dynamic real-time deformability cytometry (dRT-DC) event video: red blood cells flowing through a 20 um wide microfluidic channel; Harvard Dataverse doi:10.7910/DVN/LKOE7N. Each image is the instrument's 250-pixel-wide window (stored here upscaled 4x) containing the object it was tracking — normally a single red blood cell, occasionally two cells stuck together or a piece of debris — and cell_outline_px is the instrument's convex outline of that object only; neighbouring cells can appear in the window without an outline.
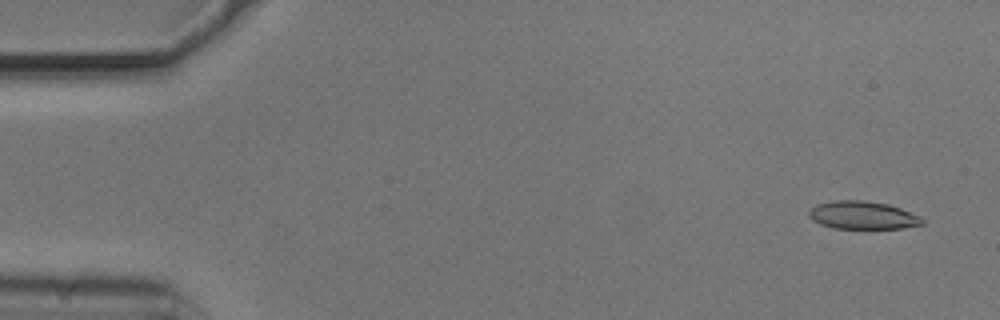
{"species": "common noctule bat (a hibernating species)", "species_latin": "Nyctalus noctula", "temperature_condition": "cold", "stored_images_in_passage": 54, "camera_frame_rate_fps": 3000, "um_per_image_px": 0.085, "animal": {"sex": "male", "body_mass_g": 20.5, "forearm_length_mm": 52.5}, "frame": {"image": 1, "passage_image": 3, "time_ms": 0.667, "image_size_px": [1000, 320], "cell_outline_px": [[924, 224], [904, 228], [872, 232], [832, 228], [820, 224], [812, 220], [808, 216], [808, 212], [816, 204], [836, 200], [864, 200], [888, 204], [900, 208], [920, 216], [924, 220]], "centroid_in_image_um": [73.35, 18.36], "position_along_channel_um": 11.6, "area_um2": 19.54}}
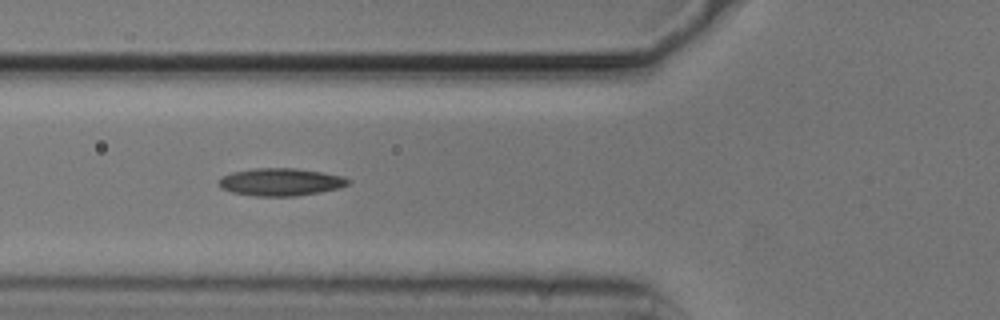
{"frame": {"image": 2, "passage_image": 20, "time_ms": 6.333, "image_size_px": [1000, 320], "cell_outline_px": [[352, 180], [348, 184], [340, 188], [320, 192], [296, 196], [256, 196], [232, 192], [220, 188], [220, 180], [224, 176], [232, 172], [252, 168], [296, 168], [344, 176]], "centroid_in_image_um": [23.89, 15.47], "position_along_channel_um": 101.9, "area_um2": 20.75}}
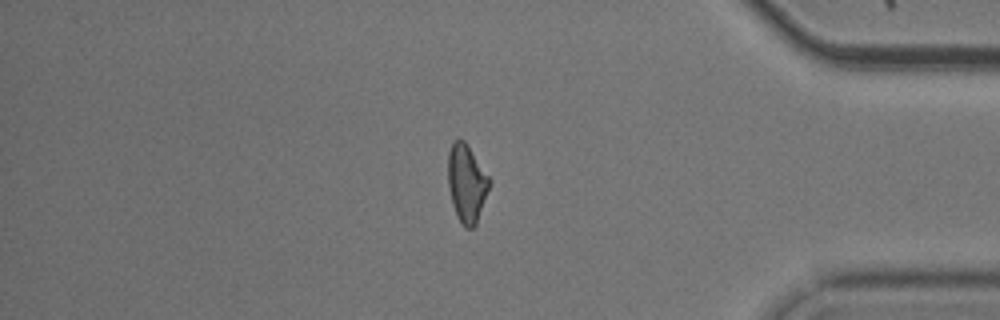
{"frame": {"image": 3, "passage_image": 46, "time_ms": 15.0, "image_size_px": [1000, 320], "cell_outline_px": [[488, 188], [476, 224], [472, 228], [464, 228], [456, 216], [452, 204], [448, 188], [448, 152], [452, 140], [464, 140], [488, 176]], "centroid_in_image_um": [39.61, 15.59], "position_along_channel_um": 395.6, "area_um2": 18.38}, "authors_computed_cell_mechanics": {"area_um2": 18.9873, "velocity_mm_per_s": 3.7147, "shape_relaxation_time_tau1_ms": null, "shape_relaxation_time_tau2_ms": 7.6028, "deformation_change_tau1": null, "deformation_change_tau2": 0.172}}